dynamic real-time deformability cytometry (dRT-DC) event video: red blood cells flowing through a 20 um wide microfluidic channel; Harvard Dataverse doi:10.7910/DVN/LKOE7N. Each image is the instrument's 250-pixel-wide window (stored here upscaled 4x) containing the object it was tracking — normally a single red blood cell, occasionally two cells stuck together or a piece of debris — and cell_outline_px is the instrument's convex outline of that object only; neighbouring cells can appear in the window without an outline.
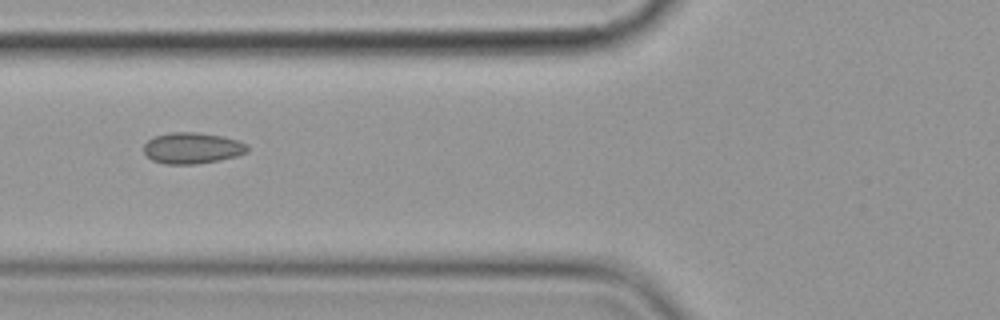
{"species": "common noctule bat (a hibernating species)", "species_latin": "Nyctalus noctula", "temperature_condition": "cold", "stored_images_in_passage": 8, "camera_frame_rate_fps": 3000, "um_per_image_px": 0.085, "animal": {"sex": "female", "body_mass_g": 19.9}, "frame": {"image": 1, "passage_image": 6, "time_ms": 5.667, "image_size_px": [1000, 320], "cell_outline_px": [[248, 152], [236, 156], [220, 160], [196, 164], [164, 164], [152, 160], [144, 152], [144, 144], [152, 136], [168, 132], [196, 132], [224, 136], [248, 144]], "centroid_in_image_um": [16.33, 12.58], "position_along_channel_um": 109.5, "area_um2": 19.02}}
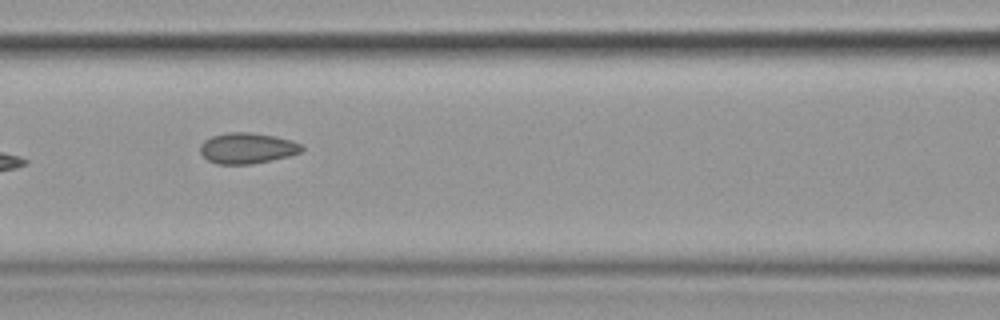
{"frame": {"image": 2, "passage_image": 7, "time_ms": 6.667, "image_size_px": [1000, 320], "cell_outline_px": [[304, 148], [300, 152], [288, 156], [272, 160], [252, 164], [216, 164], [208, 160], [200, 152], [200, 144], [204, 140], [212, 136], [228, 132], [248, 132], [276, 136], [292, 140], [300, 144]], "centroid_in_image_um": [21.0, 12.59], "position_along_channel_um": 145.6, "area_um2": 18.26}}
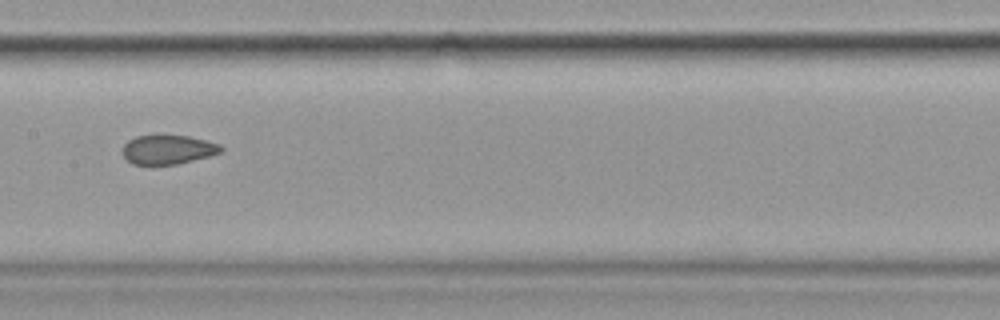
{"frame": {"image": 3, "passage_image": 8, "time_ms": 8.0, "image_size_px": [1000, 320], "cell_outline_px": [[224, 148], [220, 152], [208, 156], [176, 164], [132, 164], [120, 152], [124, 144], [128, 140], [136, 136], [188, 136], [220, 144]], "centroid_in_image_um": [14.24, 12.71], "position_along_channel_um": 193.2, "area_um2": 16.47}}